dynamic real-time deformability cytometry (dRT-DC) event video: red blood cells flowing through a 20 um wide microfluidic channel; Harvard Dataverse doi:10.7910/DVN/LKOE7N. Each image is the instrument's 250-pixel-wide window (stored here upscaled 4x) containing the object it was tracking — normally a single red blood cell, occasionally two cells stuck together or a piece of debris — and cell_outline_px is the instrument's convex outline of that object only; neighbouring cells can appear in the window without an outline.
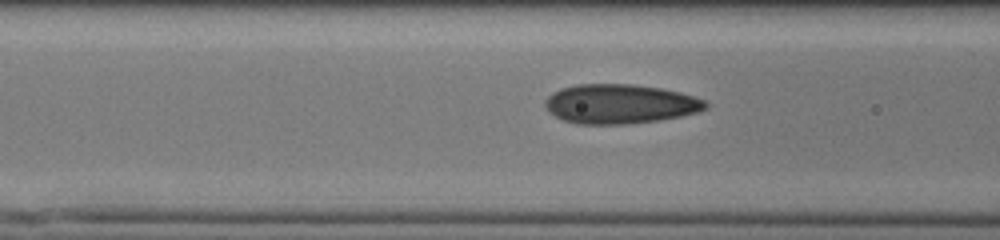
{"species": "human", "species_latin": "Homo sapiens", "temperature_condition": "cold", "stored_images_in_passage": 28, "camera_frame_rate_fps": 3000, "um_per_image_px": 0.085, "donor": {"sex": "male"}, "frame": {"image": 1, "passage_image": 19, "time_ms": 6.0, "image_size_px": [1000, 240], "cell_outline_px": [[708, 108], [696, 112], [680, 116], [656, 120], [624, 124], [576, 124], [564, 120], [548, 112], [544, 104], [544, 100], [552, 92], [560, 88], [576, 84], [632, 84], [660, 88], [680, 92], [704, 100], [708, 104]], "centroid_in_image_um": [52.65, 8.83], "position_along_channel_um": 114.0, "area_um2": 36.82}}
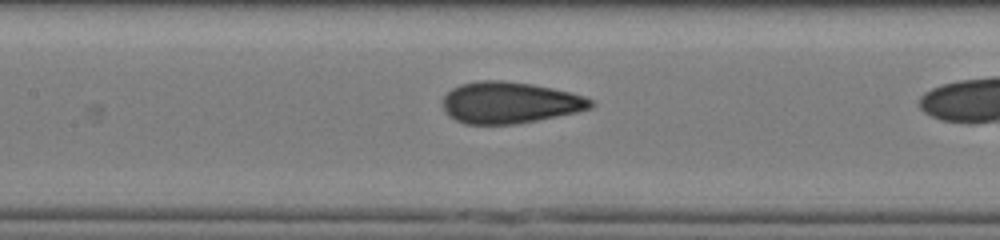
{"frame": {"image": 2, "passage_image": 23, "time_ms": 7.333, "image_size_px": [1000, 240], "cell_outline_px": [[596, 104], [592, 108], [576, 112], [516, 124], [464, 124], [456, 120], [444, 112], [444, 96], [452, 88], [460, 84], [476, 80], [504, 80], [532, 84], [552, 88], [584, 96], [592, 100]], "centroid_in_image_um": [43.32, 8.71], "position_along_channel_um": 164.1, "area_um2": 35.78}}
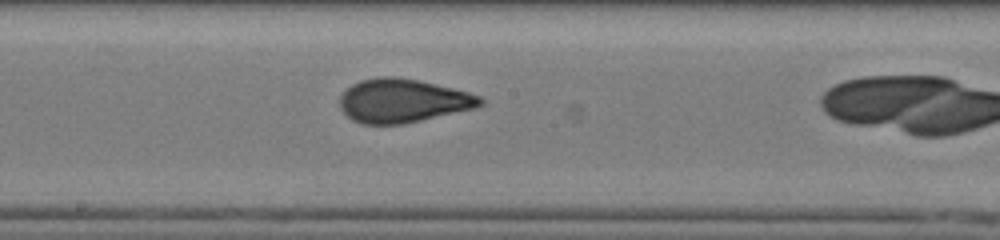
{"frame": {"image": 3, "passage_image": 27, "time_ms": 8.667, "image_size_px": [1000, 240], "cell_outline_px": [[484, 104], [476, 108], [404, 124], [364, 124], [352, 120], [340, 108], [340, 96], [352, 84], [360, 80], [380, 76], [392, 76], [416, 80], [452, 88], [468, 92], [480, 96], [484, 100]], "centroid_in_image_um": [34.24, 8.57], "position_along_channel_um": 214.0, "area_um2": 35.6}}